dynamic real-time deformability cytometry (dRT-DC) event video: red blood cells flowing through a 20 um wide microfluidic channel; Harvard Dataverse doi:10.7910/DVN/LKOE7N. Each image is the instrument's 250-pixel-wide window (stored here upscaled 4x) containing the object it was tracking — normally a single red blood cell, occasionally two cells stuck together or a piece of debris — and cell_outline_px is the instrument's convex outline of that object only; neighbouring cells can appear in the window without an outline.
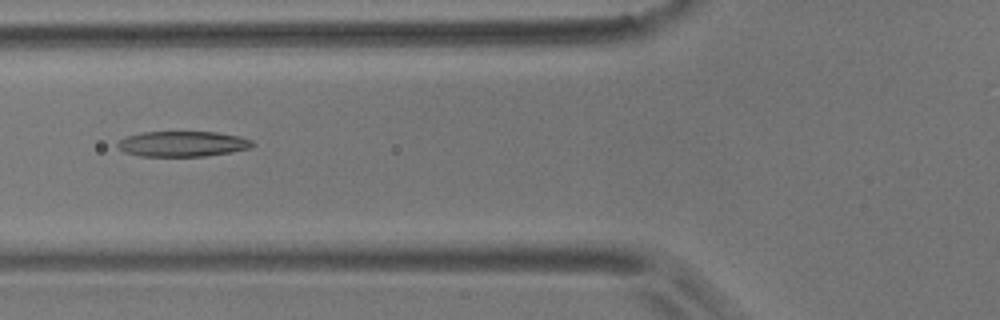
{"species": "common noctule bat (a hibernating species)", "species_latin": "Nyctalus noctula", "temperature_condition": "room temperature", "stored_images_in_passage": 3, "camera_frame_rate_fps": 3000, "um_per_image_px": 0.085, "animal": {"sex": "male", "body_mass_g": 17.9}, "frame": {"image": 1, "passage_image": 2, "time_ms": 0.333, "image_size_px": [1000, 320], "cell_outline_px": [[256, 144], [252, 148], [232, 152], [204, 156], [140, 156], [124, 152], [116, 144], [120, 140], [128, 136], [144, 132], [216, 132], [240, 136], [252, 140]], "centroid_in_image_um": [15.58, 12.23], "position_along_channel_um": 110.2, "area_um2": 20.0}}
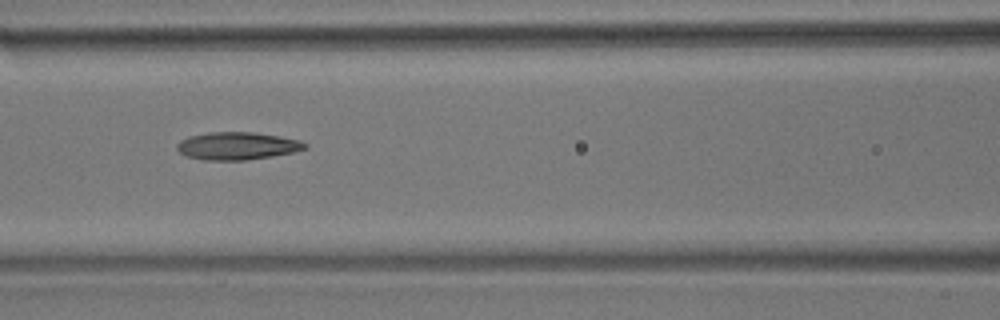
{"frame": {"image": 2, "passage_image": 3, "time_ms": 0.667, "image_size_px": [1000, 320], "cell_outline_px": [[308, 148], [292, 152], [272, 156], [244, 160], [204, 160], [184, 156], [176, 148], [176, 144], [180, 140], [188, 136], [208, 132], [252, 132], [300, 140], [308, 144]], "centroid_in_image_um": [20.12, 12.4], "position_along_channel_um": 146.5, "area_um2": 20.63}}